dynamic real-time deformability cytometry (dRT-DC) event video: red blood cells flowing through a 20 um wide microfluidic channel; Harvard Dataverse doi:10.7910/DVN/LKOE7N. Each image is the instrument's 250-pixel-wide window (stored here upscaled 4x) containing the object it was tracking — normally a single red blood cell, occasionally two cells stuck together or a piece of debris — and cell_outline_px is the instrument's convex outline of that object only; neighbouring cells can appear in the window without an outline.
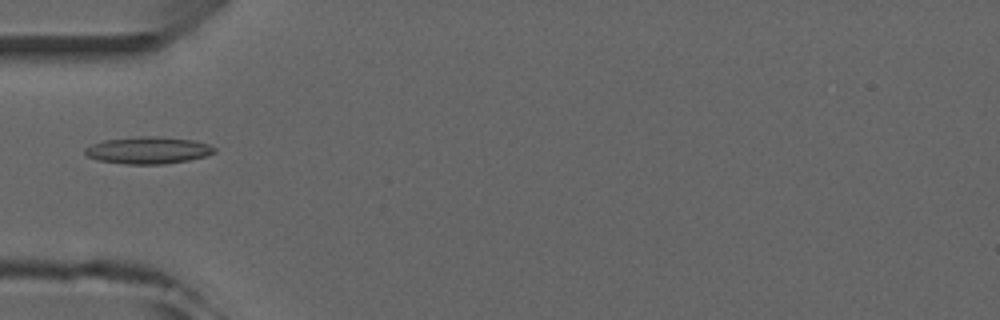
{"species": "common noctule bat (a hibernating species)", "species_latin": "Nyctalus noctula", "temperature_condition": "room temperature", "stored_images_in_passage": 2, "camera_frame_rate_fps": 3000, "um_per_image_px": 0.085, "animal": {"sex": "male", "forearm_length_mm": 52.5}, "frame": {"image": 1, "passage_image": 2, "time_ms": 1.0, "image_size_px": [1000, 320], "cell_outline_px": [[216, 152], [204, 156], [188, 160], [164, 164], [124, 164], [100, 160], [88, 156], [84, 152], [84, 148], [92, 144], [104, 140], [140, 136], [156, 136], [192, 140], [208, 144], [216, 148]], "centroid_in_image_um": [12.59, 12.77], "position_along_channel_um": 72.4, "area_um2": 20.23}}